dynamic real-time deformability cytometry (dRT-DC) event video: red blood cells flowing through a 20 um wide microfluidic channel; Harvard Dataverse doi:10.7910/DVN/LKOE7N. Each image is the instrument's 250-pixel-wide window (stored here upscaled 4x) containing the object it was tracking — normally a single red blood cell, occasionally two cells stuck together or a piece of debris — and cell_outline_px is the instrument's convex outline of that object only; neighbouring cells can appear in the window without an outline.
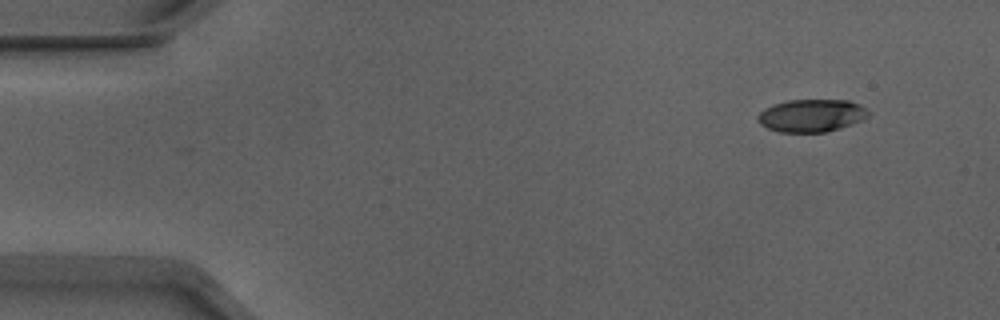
{"species": "Egyptian fruit bat (a non-hibernating species)", "species_latin": "Rousettus aegyptiacus", "temperature_condition": "warm", "stored_images_in_passage": 49, "camera_frame_rate_fps": 3000, "um_per_image_px": 0.085, "animal": {"sex": "male"}, "frame": {"image": 1, "passage_image": 1, "time_ms": 0.0, "image_size_px": [1000, 320], "cell_outline_px": [[868, 116], [864, 120], [840, 128], [824, 132], [780, 132], [768, 128], [760, 124], [756, 120], [756, 116], [764, 108], [788, 100], [848, 100], [860, 104], [868, 112]], "centroid_in_image_um": [68.96, 9.82], "position_along_channel_um": 16.0, "area_um2": 21.04}}
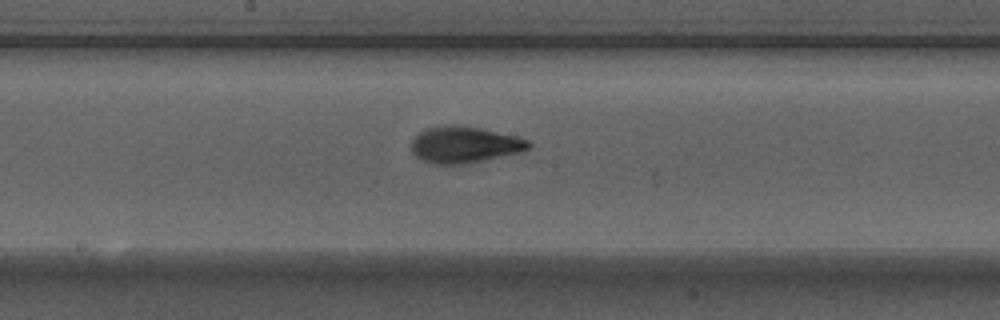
{"frame": {"image": 2, "passage_image": 24, "time_ms": 7.667, "image_size_px": [1000, 320], "cell_outline_px": [[532, 144], [524, 152], [464, 164], [432, 164], [420, 160], [412, 152], [412, 140], [420, 132], [428, 128], [444, 124], [456, 124], [480, 128], [516, 136], [528, 140]], "centroid_in_image_um": [39.48, 12.3], "position_along_channel_um": 208.7, "area_um2": 25.09}}
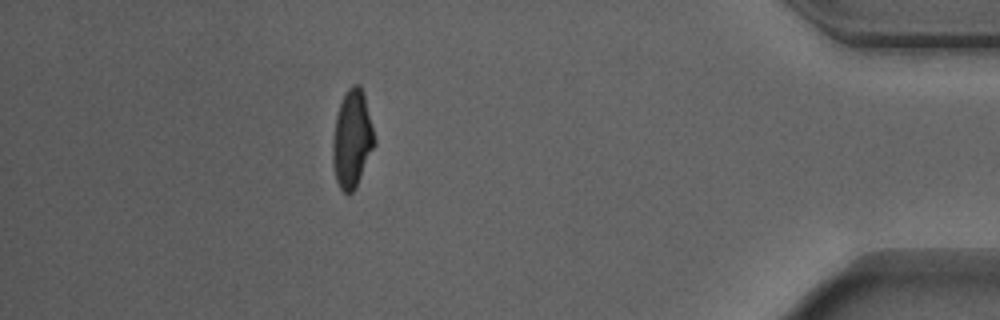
{"frame": {"image": 3, "passage_image": 43, "time_ms": 14.0, "image_size_px": [1000, 320], "cell_outline_px": [[376, 144], [352, 192], [344, 192], [340, 188], [336, 180], [332, 164], [332, 140], [336, 116], [340, 104], [348, 88], [352, 84], [360, 84], [364, 92], [376, 140]], "centroid_in_image_um": [29.92, 11.77], "position_along_channel_um": 405.3, "area_um2": 23.64}, "authors_computed_cell_mechanics": {"area_um2": 23.3512, "velocity_mm_per_s": 3.8987, "shape_relaxation_time_tau1_ms": 3.5788, "shape_relaxation_time_tau2_ms": 1.2513, "deformation_change_tau1": 0.1641, "deformation_change_tau2": 0.0859}}